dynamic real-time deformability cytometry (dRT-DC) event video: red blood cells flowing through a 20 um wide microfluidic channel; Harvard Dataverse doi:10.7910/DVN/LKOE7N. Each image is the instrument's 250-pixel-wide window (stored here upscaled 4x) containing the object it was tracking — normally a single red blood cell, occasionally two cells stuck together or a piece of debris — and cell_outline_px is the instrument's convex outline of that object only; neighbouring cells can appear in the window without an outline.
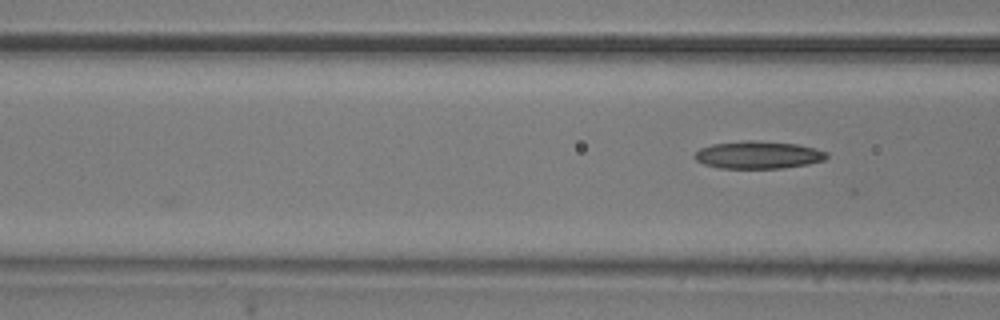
{"species": "common noctule bat (a hibernating species)", "species_latin": "Nyctalus noctula", "temperature_condition": "room temperature", "stored_images_in_passage": 3, "camera_frame_rate_fps": 3000, "um_per_image_px": 0.085, "animal": {"sex": "male", "body_mass_g": 20.5, "forearm_length_mm": 52.5}, "frame": {"image": 1, "passage_image": 3, "time_ms": 0.667, "image_size_px": [1000, 320], "cell_outline_px": [[828, 156], [824, 160], [808, 164], [784, 168], [720, 168], [704, 164], [696, 160], [692, 156], [700, 148], [712, 144], [748, 140], [752, 140], [796, 144], [816, 148], [828, 152]], "centroid_in_image_um": [64.45, 13.17], "position_along_channel_um": 102.1, "area_um2": 21.21}}